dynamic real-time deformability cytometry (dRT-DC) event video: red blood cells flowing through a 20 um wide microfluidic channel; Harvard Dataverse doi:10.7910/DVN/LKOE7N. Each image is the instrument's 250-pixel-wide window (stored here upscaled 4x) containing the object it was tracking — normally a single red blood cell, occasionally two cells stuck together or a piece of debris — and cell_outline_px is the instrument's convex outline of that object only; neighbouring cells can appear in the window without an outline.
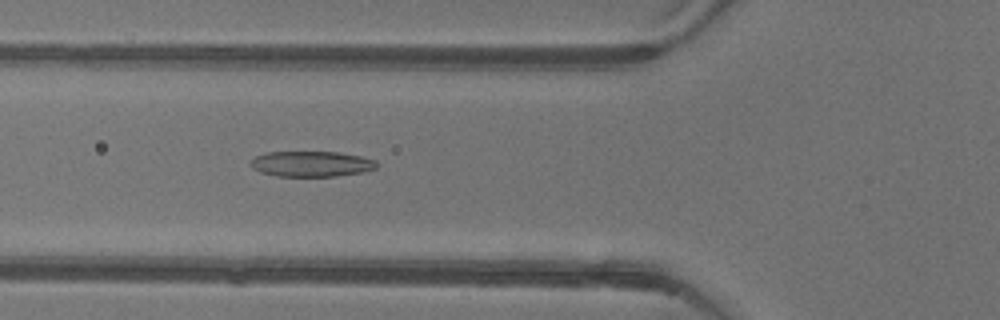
{"species": "common noctule bat (a hibernating species)", "species_latin": "Nyctalus noctula", "temperature_condition": "warm", "stored_images_in_passage": 52, "camera_frame_rate_fps": 3000, "um_per_image_px": 0.085, "animal": {"sex": "female"}, "frame": {"image": 1, "passage_image": 19, "time_ms": 6.0, "image_size_px": [1000, 320], "cell_outline_px": [[380, 164], [376, 168], [364, 172], [336, 176], [276, 176], [260, 172], [252, 168], [248, 164], [256, 156], [268, 152], [340, 152], [360, 156], [376, 160]], "centroid_in_image_um": [26.49, 13.93], "position_along_channel_um": 99.3, "area_um2": 18.9}}
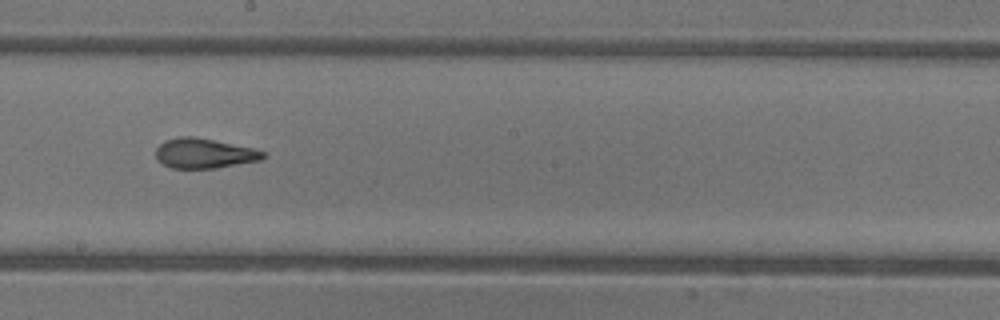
{"frame": {"image": 2, "passage_image": 29, "time_ms": 9.333, "image_size_px": [1000, 320], "cell_outline_px": [[264, 156], [260, 160], [216, 168], [172, 168], [156, 160], [156, 148], [164, 140], [180, 136], [192, 136], [252, 148], [264, 152]], "centroid_in_image_um": [17.29, 13.03], "position_along_channel_um": 230.9, "area_um2": 18.44}}
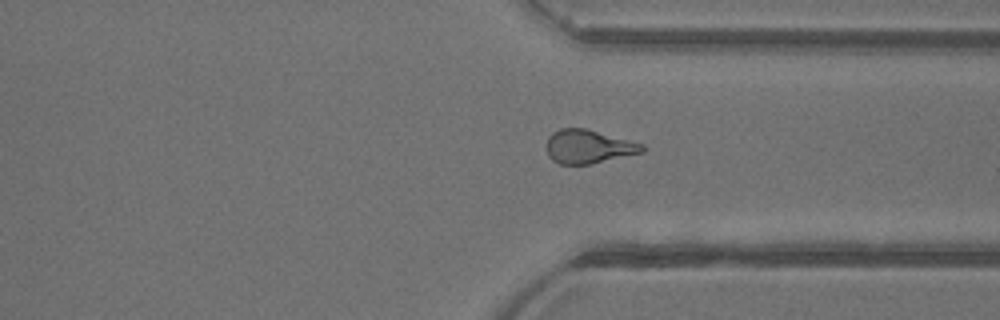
{"frame": {"image": 3, "passage_image": 39, "time_ms": 12.667, "image_size_px": [1000, 320], "cell_outline_px": [[648, 148], [644, 152], [592, 164], [560, 164], [552, 160], [548, 156], [548, 136], [552, 132], [560, 128], [584, 128], [644, 144]], "centroid_in_image_um": [50.05, 12.47], "position_along_channel_um": 361.4, "area_um2": 18.79}, "authors_computed_cell_mechanics": {"area_um2": 19.9699, "velocity_mm_per_s": 3.9219, "shape_relaxation_time_tau1_ms": null, "shape_relaxation_time_tau2_ms": 2.3926, "deformation_change_tau1": null, "deformation_change_tau2": 0.1161}}